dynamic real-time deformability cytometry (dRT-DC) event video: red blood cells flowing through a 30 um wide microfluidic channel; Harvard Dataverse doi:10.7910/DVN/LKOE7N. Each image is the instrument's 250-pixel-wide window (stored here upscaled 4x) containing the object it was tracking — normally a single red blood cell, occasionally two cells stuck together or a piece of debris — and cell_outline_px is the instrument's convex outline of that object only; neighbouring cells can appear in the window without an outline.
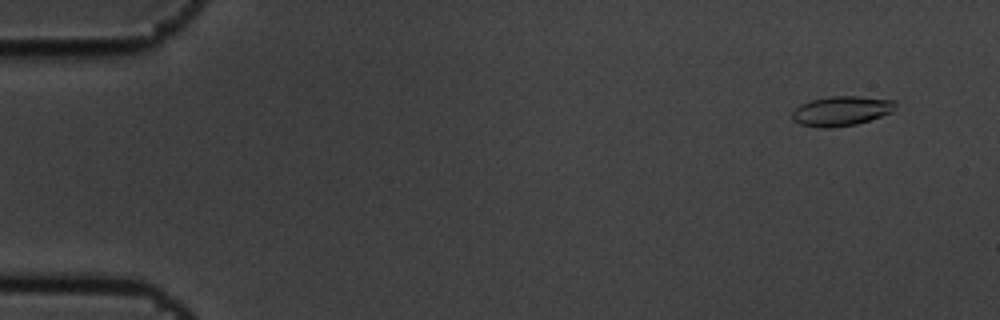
{"species": "common noctule bat (a hibernating species)", "species_latin": "Nyctalus noctula", "temperature_condition": "cold", "stored_images_in_passage": 4, "camera_frame_rate_fps": 3000, "um_per_image_px": 0.085, "animal": {"sex": "male", "body_mass_g": 19.5, "forearm_length_mm": 54.6}, "frame": {"image": 1, "passage_image": 1, "time_ms": 0.0, "image_size_px": [1000, 320], "cell_outline_px": [[896, 104], [892, 112], [856, 124], [832, 128], [816, 128], [800, 124], [792, 120], [792, 112], [800, 104], [812, 100], [832, 96], [856, 96], [896, 100]], "centroid_in_image_um": [71.49, 9.44], "position_along_channel_um": 13.5, "area_um2": 17.86}}